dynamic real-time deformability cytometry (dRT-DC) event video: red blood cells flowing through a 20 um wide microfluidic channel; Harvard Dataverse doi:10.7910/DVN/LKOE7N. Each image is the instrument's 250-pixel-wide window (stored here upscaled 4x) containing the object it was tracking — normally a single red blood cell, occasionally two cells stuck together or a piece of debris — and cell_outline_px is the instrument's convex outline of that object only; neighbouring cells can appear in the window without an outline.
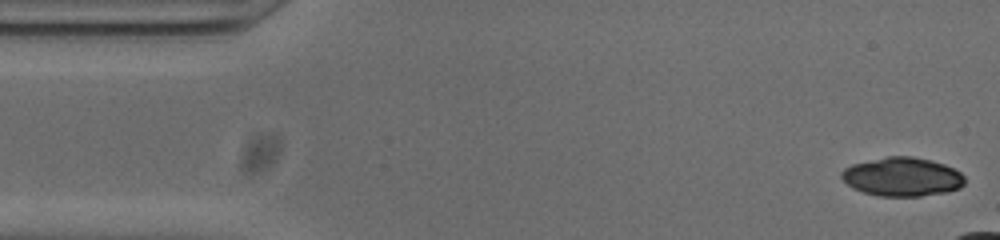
{"species": "common noctule bat (a hibernating species)", "species_latin": "Nyctalus noctula", "temperature_condition": "cold", "stored_images_in_passage": 10, "camera_frame_rate_fps": 3000, "um_per_image_px": 0.085, "animal": {"sex": "male", "body_mass_g": 20.0, "forearm_length_mm": 53.3}, "frame": {"image": 1, "passage_image": 1, "time_ms": 0.0, "image_size_px": [1000, 240], "cell_outline_px": [[964, 184], [960, 188], [944, 192], [920, 196], [876, 196], [852, 188], [840, 176], [840, 172], [844, 168], [852, 164], [888, 156], [912, 156], [932, 160], [944, 164], [960, 172], [964, 176]], "centroid_in_image_um": [76.67, 15.02], "position_along_channel_um": 8.3, "area_um2": 27.86}}